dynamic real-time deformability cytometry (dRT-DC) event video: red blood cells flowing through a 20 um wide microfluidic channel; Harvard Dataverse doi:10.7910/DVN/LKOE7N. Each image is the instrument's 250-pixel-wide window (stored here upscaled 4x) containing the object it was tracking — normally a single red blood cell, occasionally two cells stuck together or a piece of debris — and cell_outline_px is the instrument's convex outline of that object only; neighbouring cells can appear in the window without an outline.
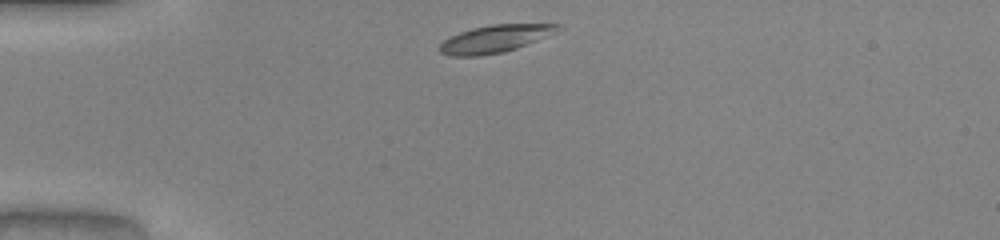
{"species": "common noctule bat (a hibernating species)", "species_latin": "Nyctalus noctula", "temperature_condition": "warm", "stored_images_in_passage": 31, "camera_frame_rate_fps": 3000, "um_per_image_px": 0.085, "animal": {"sex": "male", "body_mass_g": 20.0, "forearm_length_mm": 53.3}, "frame": {"image": 1, "passage_image": 1, "time_ms": 0.0, "image_size_px": [1000, 240], "cell_outline_px": [[564, 28], [556, 32], [516, 48], [504, 52], [476, 56], [452, 56], [440, 52], [440, 44], [444, 40], [460, 32], [472, 28], [492, 24], [560, 24]], "centroid_in_image_um": [42.09, 3.29], "position_along_channel_um": 42.9, "area_um2": 18.67}}
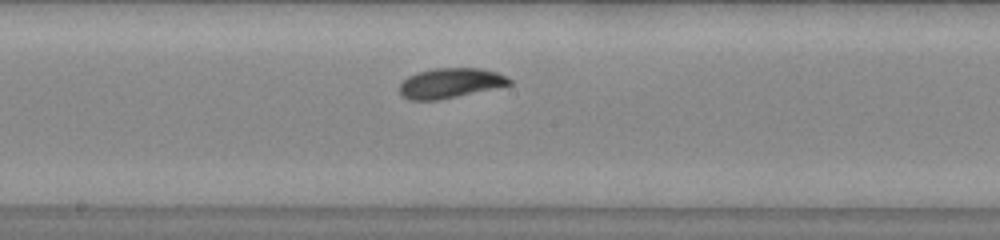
{"frame": {"image": 2, "passage_image": 16, "time_ms": 5.0, "image_size_px": [1000, 240], "cell_outline_px": [[512, 84], [440, 100], [408, 100], [400, 96], [400, 84], [408, 76], [416, 72], [436, 68], [480, 68], [496, 72], [512, 80]], "centroid_in_image_um": [38.23, 7.07], "position_along_channel_um": 210.0, "area_um2": 19.13}}
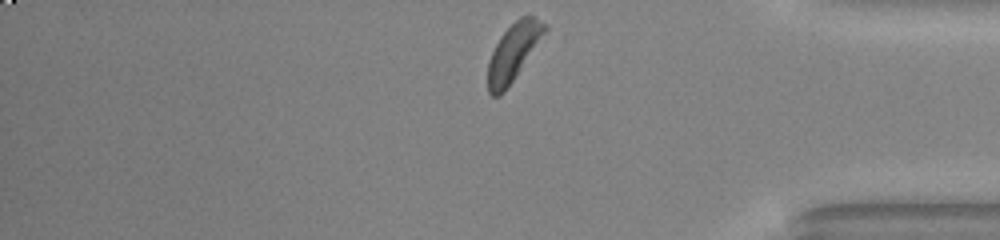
{"frame": {"image": 3, "passage_image": 31, "time_ms": 10.0, "image_size_px": [1000, 240], "cell_outline_px": [[548, 28], [504, 92], [500, 96], [492, 96], [488, 92], [488, 60], [500, 36], [520, 16], [532, 16], [548, 24]], "centroid_in_image_um": [43.62, 4.43], "position_along_channel_um": 391.6, "area_um2": 18.44}, "authors_computed_cell_mechanics": {"area_um2": 19.3052, "velocity_mm_per_s": 3.9903, "shape_relaxation_time_tau1_ms": 3.0151, "shape_relaxation_time_tau2_ms": 5.1557, "deformation_change_tau1": 0.1305, "deformation_change_tau2": 0.1193}}